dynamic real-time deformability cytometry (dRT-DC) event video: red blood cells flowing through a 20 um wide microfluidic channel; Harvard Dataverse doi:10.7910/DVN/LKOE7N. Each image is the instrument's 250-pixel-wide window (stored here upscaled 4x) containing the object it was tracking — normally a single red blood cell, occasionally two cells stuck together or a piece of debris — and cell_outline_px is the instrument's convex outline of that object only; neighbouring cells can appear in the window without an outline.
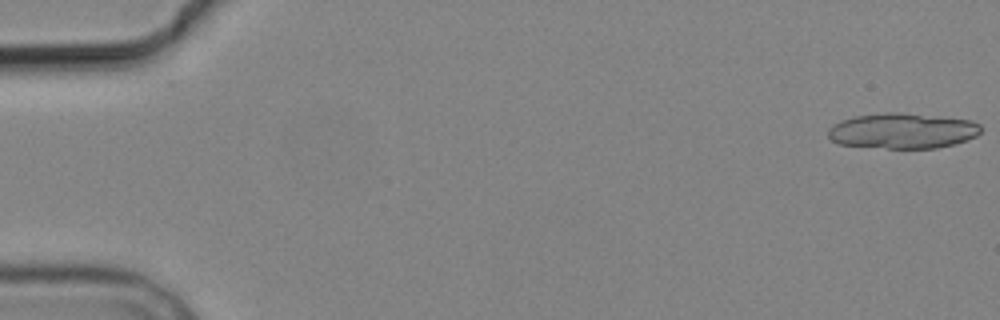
{"species": "common noctule bat (a hibernating species)", "species_latin": "Nyctalus noctula", "temperature_condition": "cold", "stored_images_in_passage": 5, "camera_frame_rate_fps": 3000, "um_per_image_px": 0.085, "animal": {"sex": "male", "body_mass_g": 19.2, "forearm_length_mm": 51.8}, "frame": {"image": 1, "passage_image": 1, "time_ms": 0.0, "image_size_px": [1000, 320], "cell_outline_px": [[984, 128], [976, 136], [952, 144], [936, 148], [888, 148], [840, 144], [832, 140], [828, 136], [828, 128], [840, 120], [852, 116], [884, 112], [900, 112], [972, 120], [980, 124]], "centroid_in_image_um": [76.71, 11.1], "position_along_channel_um": 8.3, "area_um2": 31.62}}